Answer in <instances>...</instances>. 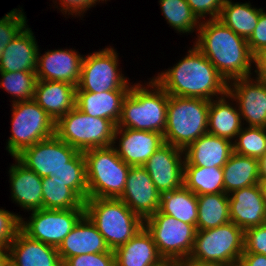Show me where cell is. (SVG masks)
Returning <instances> with one entry per match:
<instances>
[{
  "label": "cell",
  "mask_w": 266,
  "mask_h": 266,
  "mask_svg": "<svg viewBox=\"0 0 266 266\" xmlns=\"http://www.w3.org/2000/svg\"><path fill=\"white\" fill-rule=\"evenodd\" d=\"M38 46L34 33L27 24L2 52L0 72H36Z\"/></svg>",
  "instance_id": "603a6c76"
},
{
  "label": "cell",
  "mask_w": 266,
  "mask_h": 266,
  "mask_svg": "<svg viewBox=\"0 0 266 266\" xmlns=\"http://www.w3.org/2000/svg\"><path fill=\"white\" fill-rule=\"evenodd\" d=\"M259 167H260V182H266V152L259 159Z\"/></svg>",
  "instance_id": "c3c4849f"
},
{
  "label": "cell",
  "mask_w": 266,
  "mask_h": 266,
  "mask_svg": "<svg viewBox=\"0 0 266 266\" xmlns=\"http://www.w3.org/2000/svg\"><path fill=\"white\" fill-rule=\"evenodd\" d=\"M266 255V224L244 231V252Z\"/></svg>",
  "instance_id": "ab89813d"
},
{
  "label": "cell",
  "mask_w": 266,
  "mask_h": 266,
  "mask_svg": "<svg viewBox=\"0 0 266 266\" xmlns=\"http://www.w3.org/2000/svg\"><path fill=\"white\" fill-rule=\"evenodd\" d=\"M229 95L237 104L243 121L248 127L266 128V82L252 76L228 83ZM244 119V120H243Z\"/></svg>",
  "instance_id": "5bb4252c"
},
{
  "label": "cell",
  "mask_w": 266,
  "mask_h": 266,
  "mask_svg": "<svg viewBox=\"0 0 266 266\" xmlns=\"http://www.w3.org/2000/svg\"><path fill=\"white\" fill-rule=\"evenodd\" d=\"M223 177L222 167L192 166L184 161L183 185L197 196L225 193Z\"/></svg>",
  "instance_id": "d6a6232c"
},
{
  "label": "cell",
  "mask_w": 266,
  "mask_h": 266,
  "mask_svg": "<svg viewBox=\"0 0 266 266\" xmlns=\"http://www.w3.org/2000/svg\"><path fill=\"white\" fill-rule=\"evenodd\" d=\"M40 54L38 49L37 80L66 82L77 86L84 55L71 48L45 51L42 56Z\"/></svg>",
  "instance_id": "ac0fdd59"
},
{
  "label": "cell",
  "mask_w": 266,
  "mask_h": 266,
  "mask_svg": "<svg viewBox=\"0 0 266 266\" xmlns=\"http://www.w3.org/2000/svg\"><path fill=\"white\" fill-rule=\"evenodd\" d=\"M144 227L152 235L164 260L183 261L192 253L196 225H190L157 211L144 220Z\"/></svg>",
  "instance_id": "8fae6325"
},
{
  "label": "cell",
  "mask_w": 266,
  "mask_h": 266,
  "mask_svg": "<svg viewBox=\"0 0 266 266\" xmlns=\"http://www.w3.org/2000/svg\"><path fill=\"white\" fill-rule=\"evenodd\" d=\"M184 150L171 144H163L146 161V169L160 194L177 190L183 186Z\"/></svg>",
  "instance_id": "9a60e30c"
},
{
  "label": "cell",
  "mask_w": 266,
  "mask_h": 266,
  "mask_svg": "<svg viewBox=\"0 0 266 266\" xmlns=\"http://www.w3.org/2000/svg\"><path fill=\"white\" fill-rule=\"evenodd\" d=\"M86 161L88 198H119L125 189L130 165L114 147H99L83 152Z\"/></svg>",
  "instance_id": "52a82bcc"
},
{
  "label": "cell",
  "mask_w": 266,
  "mask_h": 266,
  "mask_svg": "<svg viewBox=\"0 0 266 266\" xmlns=\"http://www.w3.org/2000/svg\"><path fill=\"white\" fill-rule=\"evenodd\" d=\"M210 101L201 98L169 95L164 141L185 150L191 143L208 133Z\"/></svg>",
  "instance_id": "8992f818"
},
{
  "label": "cell",
  "mask_w": 266,
  "mask_h": 266,
  "mask_svg": "<svg viewBox=\"0 0 266 266\" xmlns=\"http://www.w3.org/2000/svg\"><path fill=\"white\" fill-rule=\"evenodd\" d=\"M115 266H155L164 260L145 227L114 250Z\"/></svg>",
  "instance_id": "4316f807"
},
{
  "label": "cell",
  "mask_w": 266,
  "mask_h": 266,
  "mask_svg": "<svg viewBox=\"0 0 266 266\" xmlns=\"http://www.w3.org/2000/svg\"><path fill=\"white\" fill-rule=\"evenodd\" d=\"M33 100L56 122L76 106V86L37 80Z\"/></svg>",
  "instance_id": "cb8c5ba5"
},
{
  "label": "cell",
  "mask_w": 266,
  "mask_h": 266,
  "mask_svg": "<svg viewBox=\"0 0 266 266\" xmlns=\"http://www.w3.org/2000/svg\"><path fill=\"white\" fill-rule=\"evenodd\" d=\"M251 6L250 3H234L231 0H225L218 20L248 40L258 24L261 11V8Z\"/></svg>",
  "instance_id": "4dcf8cb0"
},
{
  "label": "cell",
  "mask_w": 266,
  "mask_h": 266,
  "mask_svg": "<svg viewBox=\"0 0 266 266\" xmlns=\"http://www.w3.org/2000/svg\"><path fill=\"white\" fill-rule=\"evenodd\" d=\"M222 169L224 192L226 194L260 182L259 160L256 158L238 155L233 152Z\"/></svg>",
  "instance_id": "f1b7e54d"
},
{
  "label": "cell",
  "mask_w": 266,
  "mask_h": 266,
  "mask_svg": "<svg viewBox=\"0 0 266 266\" xmlns=\"http://www.w3.org/2000/svg\"><path fill=\"white\" fill-rule=\"evenodd\" d=\"M63 266H115L114 252L77 255L68 258Z\"/></svg>",
  "instance_id": "60d3db41"
},
{
  "label": "cell",
  "mask_w": 266,
  "mask_h": 266,
  "mask_svg": "<svg viewBox=\"0 0 266 266\" xmlns=\"http://www.w3.org/2000/svg\"><path fill=\"white\" fill-rule=\"evenodd\" d=\"M233 152L259 160L266 152V128L243 126L233 141Z\"/></svg>",
  "instance_id": "8d00e7d4"
},
{
  "label": "cell",
  "mask_w": 266,
  "mask_h": 266,
  "mask_svg": "<svg viewBox=\"0 0 266 266\" xmlns=\"http://www.w3.org/2000/svg\"><path fill=\"white\" fill-rule=\"evenodd\" d=\"M12 266H63L57 247L34 240L19 230L8 246Z\"/></svg>",
  "instance_id": "ffe728a7"
},
{
  "label": "cell",
  "mask_w": 266,
  "mask_h": 266,
  "mask_svg": "<svg viewBox=\"0 0 266 266\" xmlns=\"http://www.w3.org/2000/svg\"><path fill=\"white\" fill-rule=\"evenodd\" d=\"M119 198L145 220L158 211L161 194L143 166H131L125 189Z\"/></svg>",
  "instance_id": "e0dca14e"
},
{
  "label": "cell",
  "mask_w": 266,
  "mask_h": 266,
  "mask_svg": "<svg viewBox=\"0 0 266 266\" xmlns=\"http://www.w3.org/2000/svg\"><path fill=\"white\" fill-rule=\"evenodd\" d=\"M128 93L129 91H76V107L89 116L108 119L117 125L124 98Z\"/></svg>",
  "instance_id": "83f0119b"
},
{
  "label": "cell",
  "mask_w": 266,
  "mask_h": 266,
  "mask_svg": "<svg viewBox=\"0 0 266 266\" xmlns=\"http://www.w3.org/2000/svg\"><path fill=\"white\" fill-rule=\"evenodd\" d=\"M259 187L262 193V198L266 206V182H259Z\"/></svg>",
  "instance_id": "816d5d0a"
},
{
  "label": "cell",
  "mask_w": 266,
  "mask_h": 266,
  "mask_svg": "<svg viewBox=\"0 0 266 266\" xmlns=\"http://www.w3.org/2000/svg\"><path fill=\"white\" fill-rule=\"evenodd\" d=\"M155 266H180V262L175 260H162Z\"/></svg>",
  "instance_id": "f907efd6"
},
{
  "label": "cell",
  "mask_w": 266,
  "mask_h": 266,
  "mask_svg": "<svg viewBox=\"0 0 266 266\" xmlns=\"http://www.w3.org/2000/svg\"><path fill=\"white\" fill-rule=\"evenodd\" d=\"M230 220L243 231L266 224V206L258 184L228 194Z\"/></svg>",
  "instance_id": "d6986e66"
},
{
  "label": "cell",
  "mask_w": 266,
  "mask_h": 266,
  "mask_svg": "<svg viewBox=\"0 0 266 266\" xmlns=\"http://www.w3.org/2000/svg\"><path fill=\"white\" fill-rule=\"evenodd\" d=\"M16 158L41 178L55 175L84 201L88 198L83 152H78L56 135L24 149Z\"/></svg>",
  "instance_id": "6da1fadb"
},
{
  "label": "cell",
  "mask_w": 266,
  "mask_h": 266,
  "mask_svg": "<svg viewBox=\"0 0 266 266\" xmlns=\"http://www.w3.org/2000/svg\"><path fill=\"white\" fill-rule=\"evenodd\" d=\"M168 99L169 95L153 78L144 86L134 83L124 98L117 127L164 134Z\"/></svg>",
  "instance_id": "277c9868"
},
{
  "label": "cell",
  "mask_w": 266,
  "mask_h": 266,
  "mask_svg": "<svg viewBox=\"0 0 266 266\" xmlns=\"http://www.w3.org/2000/svg\"><path fill=\"white\" fill-rule=\"evenodd\" d=\"M197 201V230L215 228L231 221L228 194H202L197 196Z\"/></svg>",
  "instance_id": "1f68e13d"
},
{
  "label": "cell",
  "mask_w": 266,
  "mask_h": 266,
  "mask_svg": "<svg viewBox=\"0 0 266 266\" xmlns=\"http://www.w3.org/2000/svg\"><path fill=\"white\" fill-rule=\"evenodd\" d=\"M20 215L0 209V248H8L20 230Z\"/></svg>",
  "instance_id": "f35d334b"
},
{
  "label": "cell",
  "mask_w": 266,
  "mask_h": 266,
  "mask_svg": "<svg viewBox=\"0 0 266 266\" xmlns=\"http://www.w3.org/2000/svg\"><path fill=\"white\" fill-rule=\"evenodd\" d=\"M28 221L20 217V230L28 237L58 247L85 215V209H40Z\"/></svg>",
  "instance_id": "4fadbf2b"
},
{
  "label": "cell",
  "mask_w": 266,
  "mask_h": 266,
  "mask_svg": "<svg viewBox=\"0 0 266 266\" xmlns=\"http://www.w3.org/2000/svg\"><path fill=\"white\" fill-rule=\"evenodd\" d=\"M160 8L169 26L178 33L198 32L201 21L186 0H159Z\"/></svg>",
  "instance_id": "e575fe53"
},
{
  "label": "cell",
  "mask_w": 266,
  "mask_h": 266,
  "mask_svg": "<svg viewBox=\"0 0 266 266\" xmlns=\"http://www.w3.org/2000/svg\"><path fill=\"white\" fill-rule=\"evenodd\" d=\"M84 209L85 215L113 251L126 244L144 227V220L120 198H87Z\"/></svg>",
  "instance_id": "5b68a950"
},
{
  "label": "cell",
  "mask_w": 266,
  "mask_h": 266,
  "mask_svg": "<svg viewBox=\"0 0 266 266\" xmlns=\"http://www.w3.org/2000/svg\"><path fill=\"white\" fill-rule=\"evenodd\" d=\"M193 13L200 21H203L207 15L209 20L218 19L224 6L225 0H186ZM202 19V20H201Z\"/></svg>",
  "instance_id": "b9f144b4"
},
{
  "label": "cell",
  "mask_w": 266,
  "mask_h": 266,
  "mask_svg": "<svg viewBox=\"0 0 266 266\" xmlns=\"http://www.w3.org/2000/svg\"><path fill=\"white\" fill-rule=\"evenodd\" d=\"M20 9L15 8L0 18V57L6 46L27 25V17Z\"/></svg>",
  "instance_id": "74e56055"
},
{
  "label": "cell",
  "mask_w": 266,
  "mask_h": 266,
  "mask_svg": "<svg viewBox=\"0 0 266 266\" xmlns=\"http://www.w3.org/2000/svg\"><path fill=\"white\" fill-rule=\"evenodd\" d=\"M0 76V88L13 96V103L33 99L37 82L36 72H0Z\"/></svg>",
  "instance_id": "d590c367"
},
{
  "label": "cell",
  "mask_w": 266,
  "mask_h": 266,
  "mask_svg": "<svg viewBox=\"0 0 266 266\" xmlns=\"http://www.w3.org/2000/svg\"><path fill=\"white\" fill-rule=\"evenodd\" d=\"M253 63V67L254 65L256 67L254 70L256 79L266 82V49L254 55Z\"/></svg>",
  "instance_id": "f6af8a7d"
},
{
  "label": "cell",
  "mask_w": 266,
  "mask_h": 266,
  "mask_svg": "<svg viewBox=\"0 0 266 266\" xmlns=\"http://www.w3.org/2000/svg\"><path fill=\"white\" fill-rule=\"evenodd\" d=\"M244 252V231L233 222L197 230L190 259L220 266H236Z\"/></svg>",
  "instance_id": "9c48e42d"
},
{
  "label": "cell",
  "mask_w": 266,
  "mask_h": 266,
  "mask_svg": "<svg viewBox=\"0 0 266 266\" xmlns=\"http://www.w3.org/2000/svg\"><path fill=\"white\" fill-rule=\"evenodd\" d=\"M42 189L44 209H84L85 201L55 175L42 178Z\"/></svg>",
  "instance_id": "836d02e7"
},
{
  "label": "cell",
  "mask_w": 266,
  "mask_h": 266,
  "mask_svg": "<svg viewBox=\"0 0 266 266\" xmlns=\"http://www.w3.org/2000/svg\"><path fill=\"white\" fill-rule=\"evenodd\" d=\"M153 79L168 95L212 100L228 92V83L193 45L187 55Z\"/></svg>",
  "instance_id": "3957f363"
},
{
  "label": "cell",
  "mask_w": 266,
  "mask_h": 266,
  "mask_svg": "<svg viewBox=\"0 0 266 266\" xmlns=\"http://www.w3.org/2000/svg\"><path fill=\"white\" fill-rule=\"evenodd\" d=\"M9 265V251L8 248H0V266Z\"/></svg>",
  "instance_id": "681fc988"
},
{
  "label": "cell",
  "mask_w": 266,
  "mask_h": 266,
  "mask_svg": "<svg viewBox=\"0 0 266 266\" xmlns=\"http://www.w3.org/2000/svg\"><path fill=\"white\" fill-rule=\"evenodd\" d=\"M194 46L227 81L252 76L254 56L248 42L218 19L203 20L198 28Z\"/></svg>",
  "instance_id": "7a4b0ae2"
},
{
  "label": "cell",
  "mask_w": 266,
  "mask_h": 266,
  "mask_svg": "<svg viewBox=\"0 0 266 266\" xmlns=\"http://www.w3.org/2000/svg\"><path fill=\"white\" fill-rule=\"evenodd\" d=\"M11 104L12 133L6 143V150L12 157L55 135V122L33 99Z\"/></svg>",
  "instance_id": "30bf717a"
},
{
  "label": "cell",
  "mask_w": 266,
  "mask_h": 266,
  "mask_svg": "<svg viewBox=\"0 0 266 266\" xmlns=\"http://www.w3.org/2000/svg\"><path fill=\"white\" fill-rule=\"evenodd\" d=\"M9 168L11 198L23 210L34 211L43 208L42 178L28 169L16 157Z\"/></svg>",
  "instance_id": "7402d4cb"
},
{
  "label": "cell",
  "mask_w": 266,
  "mask_h": 266,
  "mask_svg": "<svg viewBox=\"0 0 266 266\" xmlns=\"http://www.w3.org/2000/svg\"><path fill=\"white\" fill-rule=\"evenodd\" d=\"M233 153L229 139L206 133L191 143L185 150V160L192 166L223 167Z\"/></svg>",
  "instance_id": "d4e9b609"
},
{
  "label": "cell",
  "mask_w": 266,
  "mask_h": 266,
  "mask_svg": "<svg viewBox=\"0 0 266 266\" xmlns=\"http://www.w3.org/2000/svg\"><path fill=\"white\" fill-rule=\"evenodd\" d=\"M247 42L253 56L259 51L266 49V12L262 8L258 18V24Z\"/></svg>",
  "instance_id": "7bdbcfd3"
},
{
  "label": "cell",
  "mask_w": 266,
  "mask_h": 266,
  "mask_svg": "<svg viewBox=\"0 0 266 266\" xmlns=\"http://www.w3.org/2000/svg\"><path fill=\"white\" fill-rule=\"evenodd\" d=\"M163 144L164 135L161 133L116 127L112 146L128 165L143 166Z\"/></svg>",
  "instance_id": "2e32d148"
},
{
  "label": "cell",
  "mask_w": 266,
  "mask_h": 266,
  "mask_svg": "<svg viewBox=\"0 0 266 266\" xmlns=\"http://www.w3.org/2000/svg\"><path fill=\"white\" fill-rule=\"evenodd\" d=\"M158 211L184 223L196 225L198 219L197 195L184 185L177 190L163 193Z\"/></svg>",
  "instance_id": "f546056e"
},
{
  "label": "cell",
  "mask_w": 266,
  "mask_h": 266,
  "mask_svg": "<svg viewBox=\"0 0 266 266\" xmlns=\"http://www.w3.org/2000/svg\"><path fill=\"white\" fill-rule=\"evenodd\" d=\"M118 53L112 46L85 55L76 91L102 93L130 91L131 84L118 69Z\"/></svg>",
  "instance_id": "7c38bea8"
},
{
  "label": "cell",
  "mask_w": 266,
  "mask_h": 266,
  "mask_svg": "<svg viewBox=\"0 0 266 266\" xmlns=\"http://www.w3.org/2000/svg\"><path fill=\"white\" fill-rule=\"evenodd\" d=\"M57 251L62 263L77 255L114 252L110 250L104 237L86 215L77 222L71 232L64 238L57 247Z\"/></svg>",
  "instance_id": "44dd1931"
},
{
  "label": "cell",
  "mask_w": 266,
  "mask_h": 266,
  "mask_svg": "<svg viewBox=\"0 0 266 266\" xmlns=\"http://www.w3.org/2000/svg\"><path fill=\"white\" fill-rule=\"evenodd\" d=\"M116 127L114 122L89 116L75 106L55 122V135L78 152H85L111 146Z\"/></svg>",
  "instance_id": "ba28073f"
},
{
  "label": "cell",
  "mask_w": 266,
  "mask_h": 266,
  "mask_svg": "<svg viewBox=\"0 0 266 266\" xmlns=\"http://www.w3.org/2000/svg\"><path fill=\"white\" fill-rule=\"evenodd\" d=\"M233 101L234 99L229 93H226L210 100L208 110V133L229 139L232 142L243 127L237 104L235 105Z\"/></svg>",
  "instance_id": "484cf974"
},
{
  "label": "cell",
  "mask_w": 266,
  "mask_h": 266,
  "mask_svg": "<svg viewBox=\"0 0 266 266\" xmlns=\"http://www.w3.org/2000/svg\"><path fill=\"white\" fill-rule=\"evenodd\" d=\"M236 266H266V255L243 253Z\"/></svg>",
  "instance_id": "bcb514c9"
},
{
  "label": "cell",
  "mask_w": 266,
  "mask_h": 266,
  "mask_svg": "<svg viewBox=\"0 0 266 266\" xmlns=\"http://www.w3.org/2000/svg\"><path fill=\"white\" fill-rule=\"evenodd\" d=\"M180 266H220V265L212 264V263L198 262L196 260L186 258L185 260L180 261Z\"/></svg>",
  "instance_id": "7dc6e473"
},
{
  "label": "cell",
  "mask_w": 266,
  "mask_h": 266,
  "mask_svg": "<svg viewBox=\"0 0 266 266\" xmlns=\"http://www.w3.org/2000/svg\"><path fill=\"white\" fill-rule=\"evenodd\" d=\"M100 1L102 2L104 0H58V4L61 5L58 9L60 10L62 8L60 11L63 15L68 13V15H72V17L74 15L75 17L77 15L82 16L89 8L96 6Z\"/></svg>",
  "instance_id": "ee69618b"
}]
</instances>
